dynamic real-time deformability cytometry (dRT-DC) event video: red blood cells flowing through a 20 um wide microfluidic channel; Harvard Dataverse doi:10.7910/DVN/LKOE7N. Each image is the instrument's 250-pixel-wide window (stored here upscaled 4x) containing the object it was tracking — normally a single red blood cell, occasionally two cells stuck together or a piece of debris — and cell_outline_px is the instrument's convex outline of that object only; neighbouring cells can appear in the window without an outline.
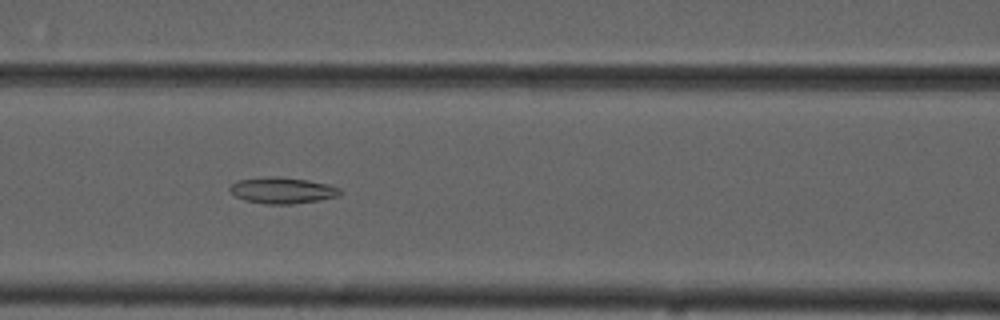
{"species": "common noctule bat (a hibernating species)", "species_latin": "Nyctalus noctula", "temperature_condition": "cold", "stored_images_in_passage": 55, "camera_frame_rate_fps": 3000, "um_per_image_px": 0.085, "animal": {"sex": "male", "forearm_length_mm": 52.5}, "frame": {"image": 1, "passage_image": 24, "time_ms": 7.667, "image_size_px": [1000, 320], "cell_outline_px": [[344, 192], [336, 196], [320, 200], [292, 204], [264, 204], [244, 200], [236, 196], [228, 188], [236, 180], [272, 176], [280, 176], [308, 180], [328, 184], [340, 188]], "centroid_in_image_um": [24.01, 16.18], "position_along_channel_um": 142.6, "area_um2": 16.94}}
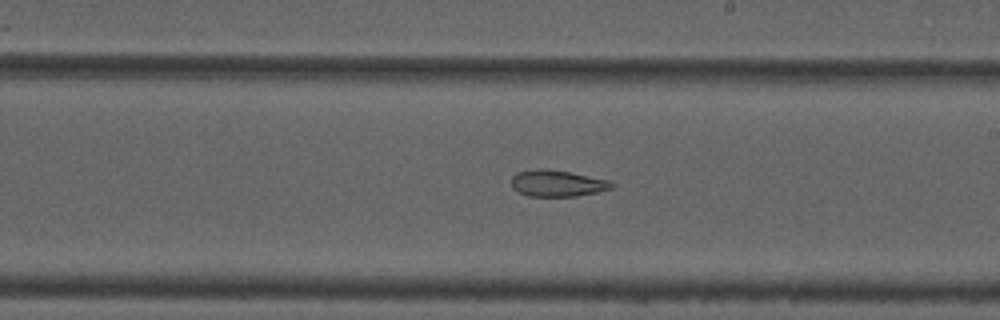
{"frame": {"image": 2, "passage_image": 32, "time_ms": 10.333, "image_size_px": [1000, 320], "cell_outline_px": [[616, 184], [612, 188], [596, 192], [576, 196], [528, 196], [516, 192], [512, 188], [512, 176], [516, 172], [536, 168], [540, 168], [568, 172], [608, 180]], "centroid_in_image_um": [47.32, 15.58], "position_along_channel_um": 241.7, "area_um2": 15.43}}
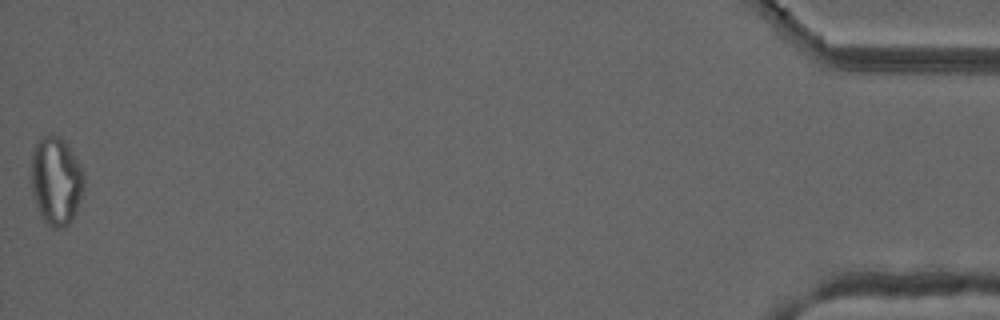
{"frame": {"image": 3, "passage_image": 55, "time_ms": 18.0, "image_size_px": [1000, 320], "cell_outline_px": [[84, 184], [80, 200], [72, 220], [64, 228], [52, 228], [44, 220], [36, 204], [32, 192], [32, 152], [36, 144], [44, 136], [52, 132], [60, 136], [64, 140], [72, 152], [84, 172]], "centroid_in_image_um": [4.78, 15.36], "position_along_channel_um": 430.4, "area_um2": 26.99}, "authors_computed_cell_mechanics": {"area_um2": 21.386, "velocity_mm_per_s": 3.7243, "shape_relaxation_time_tau1_ms": null, "shape_relaxation_time_tau2_ms": 4.3036, "deformation_change_tau1": null, "deformation_change_tau2": 0.1163}}